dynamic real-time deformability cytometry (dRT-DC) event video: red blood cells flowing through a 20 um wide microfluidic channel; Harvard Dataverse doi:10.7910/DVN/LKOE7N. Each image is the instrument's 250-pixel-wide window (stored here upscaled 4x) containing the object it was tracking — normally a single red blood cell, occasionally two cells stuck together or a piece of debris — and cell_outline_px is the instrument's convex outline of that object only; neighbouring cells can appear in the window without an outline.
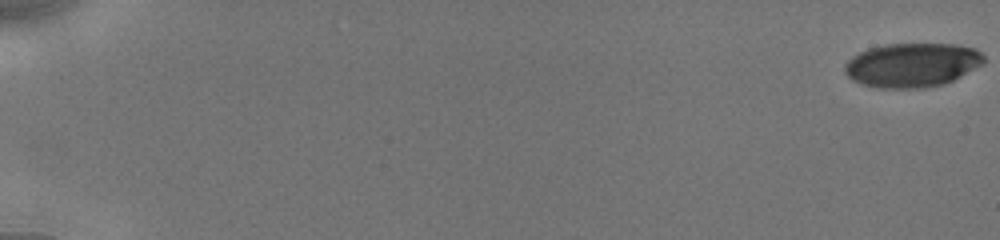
{"species": "human", "species_latin": "Homo sapiens", "temperature_condition": "cold", "stored_images_in_passage": 10, "camera_frame_rate_fps": 3000, "um_per_image_px": 0.085, "donor": {"sex": "male"}, "frame": {"image": 1, "passage_image": 1, "time_ms": 0.0, "image_size_px": [1000, 240], "cell_outline_px": [[984, 64], [944, 84], [924, 88], [880, 88], [860, 84], [852, 80], [844, 72], [844, 64], [852, 56], [868, 48], [884, 44], [956, 44], [976, 48], [984, 56]], "centroid_in_image_um": [77.52, 5.52], "position_along_channel_um": 7.5, "area_um2": 36.01}}